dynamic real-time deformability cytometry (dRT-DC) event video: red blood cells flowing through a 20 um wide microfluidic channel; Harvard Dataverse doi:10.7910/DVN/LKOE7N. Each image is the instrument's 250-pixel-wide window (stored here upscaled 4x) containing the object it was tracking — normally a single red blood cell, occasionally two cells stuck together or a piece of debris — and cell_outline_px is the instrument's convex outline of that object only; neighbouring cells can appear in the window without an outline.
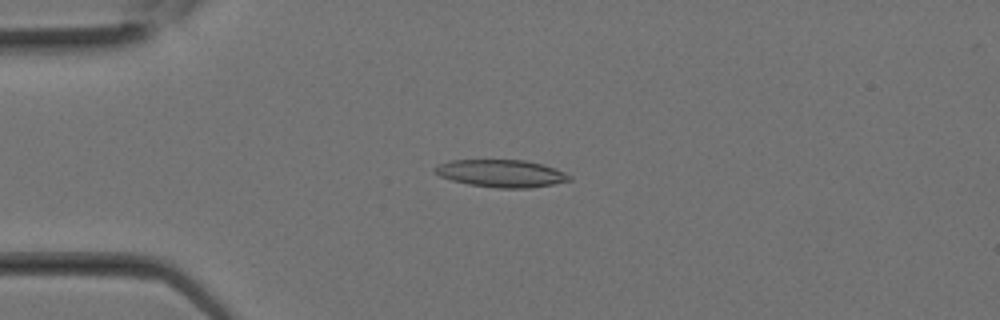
{"species": "Egyptian fruit bat (a non-hibernating species)", "species_latin": "Rousettus aegyptiacus", "temperature_condition": "room temperature", "stored_images_in_passage": 17, "camera_frame_rate_fps": 3000, "um_per_image_px": 0.085, "animal": {"sex": "female"}, "frame": {"image": 1, "passage_image": 7, "time_ms": 2.0, "image_size_px": [1000, 320], "cell_outline_px": [[572, 180], [552, 184], [528, 188], [496, 188], [468, 184], [452, 180], [440, 176], [432, 172], [432, 168], [436, 164], [448, 160], [524, 160], [540, 164], [564, 172], [572, 176]], "centroid_in_image_um": [42.53, 14.74], "position_along_channel_um": 42.5, "area_um2": 21.56}}
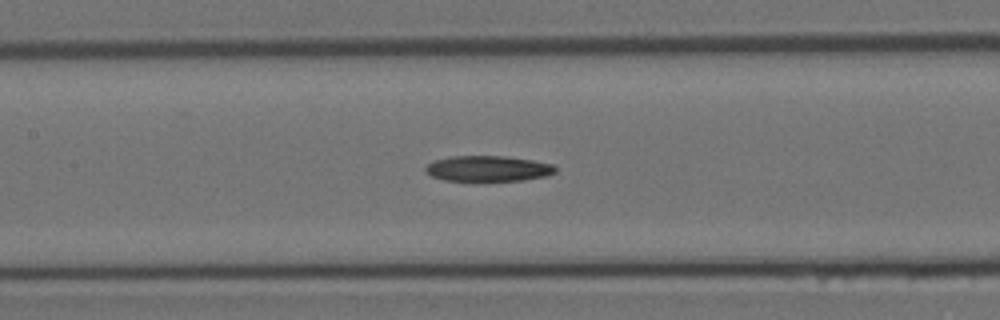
{"frame": {"image": 2, "passage_image": 13, "time_ms": 4.0, "image_size_px": [1000, 320], "cell_outline_px": [[556, 172], [544, 176], [524, 180], [444, 180], [432, 176], [424, 172], [424, 168], [432, 160], [452, 156], [504, 156], [532, 160], [552, 164], [556, 168]], "centroid_in_image_um": [41.44, 14.32], "position_along_channel_um": 166.0, "area_um2": 19.25}}
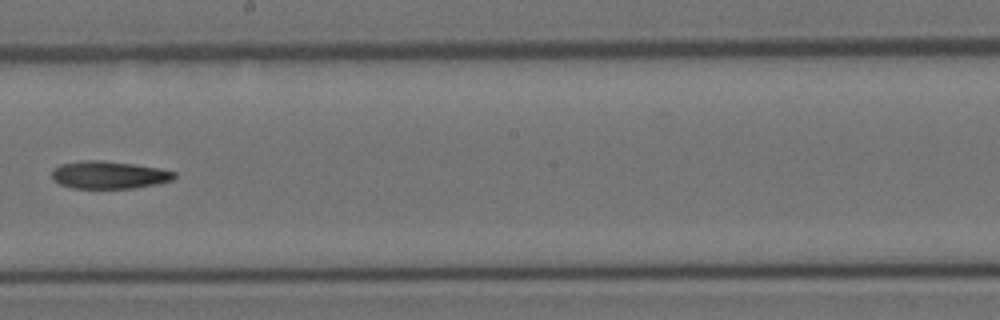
{"frame": {"image": 3, "passage_image": 16, "time_ms": 5.0, "image_size_px": [1000, 320], "cell_outline_px": [[176, 176], [172, 180], [156, 184], [132, 188], [72, 188], [60, 184], [52, 180], [52, 168], [60, 164], [84, 160], [104, 160], [160, 168], [176, 172]], "centroid_in_image_um": [9.23, 14.86], "position_along_channel_um": 239.0, "area_um2": 19.77}}